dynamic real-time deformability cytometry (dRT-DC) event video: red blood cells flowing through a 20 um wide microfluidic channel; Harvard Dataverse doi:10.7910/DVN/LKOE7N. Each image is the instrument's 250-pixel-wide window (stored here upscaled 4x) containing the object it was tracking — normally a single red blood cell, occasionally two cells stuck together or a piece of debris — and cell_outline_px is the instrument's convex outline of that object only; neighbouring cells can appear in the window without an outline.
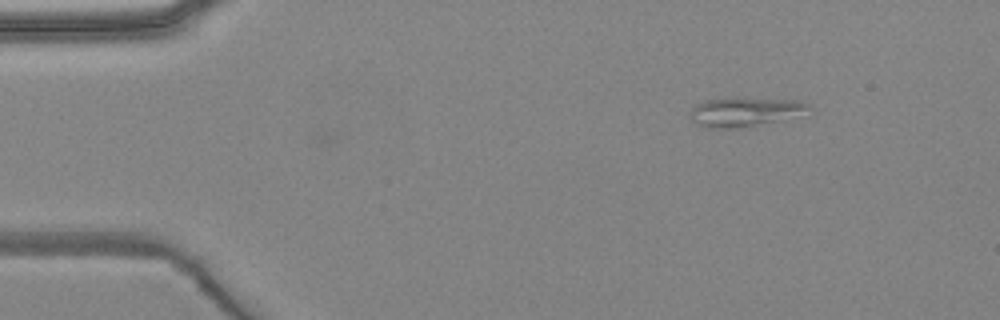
{"species": "common noctule bat (a hibernating species)", "species_latin": "Nyctalus noctula", "temperature_condition": "warm", "stored_images_in_passage": 2, "camera_frame_rate_fps": 3000, "um_per_image_px": 0.085, "animal": {"sex": "female", "body_mass_g": 24.6, "forearm_length_mm": 56.2}, "frame": {"image": 1, "passage_image": 2, "time_ms": 1.0, "image_size_px": [1000, 320], "cell_outline_px": [[816, 112], [808, 116], [736, 128], [712, 128], [696, 124], [688, 116], [688, 112], [696, 104], [704, 100], [724, 96], [800, 100], [808, 104]], "centroid_in_image_um": [63.44, 9.48], "position_along_channel_um": 21.6, "area_um2": 21.5}}